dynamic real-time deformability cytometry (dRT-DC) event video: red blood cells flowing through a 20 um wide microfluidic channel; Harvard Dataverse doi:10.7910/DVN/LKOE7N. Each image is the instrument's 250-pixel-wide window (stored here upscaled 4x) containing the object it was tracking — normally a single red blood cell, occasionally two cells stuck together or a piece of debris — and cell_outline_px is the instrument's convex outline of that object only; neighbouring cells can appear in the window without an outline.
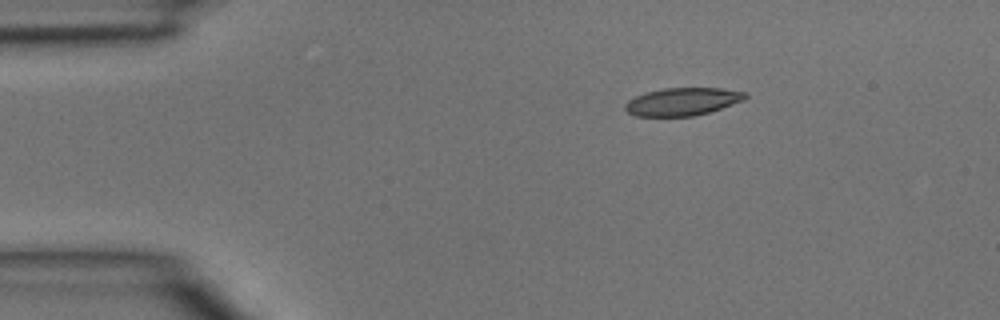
{"species": "common noctule bat (a hibernating species)", "species_latin": "Nyctalus noctula", "temperature_condition": "room temperature", "stored_images_in_passage": 39, "camera_frame_rate_fps": 3000, "um_per_image_px": 0.085, "animal": {"sex": "male", "body_mass_g": 15.6}, "frame": {"image": 1, "passage_image": 1, "time_ms": 0.0, "image_size_px": [1000, 320], "cell_outline_px": [[748, 96], [744, 100], [708, 112], [692, 116], [636, 116], [628, 112], [624, 108], [624, 104], [628, 100], [644, 92], [664, 88], [720, 88], [748, 92]], "centroid_in_image_um": [58.0, 8.63], "position_along_channel_um": 27.0, "area_um2": 19.42}}
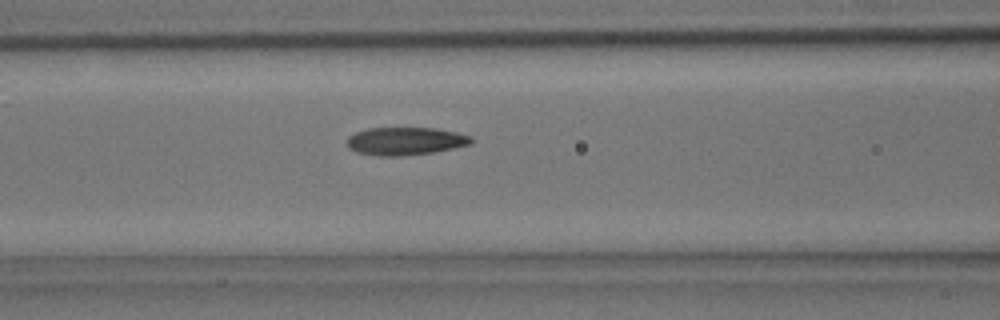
{"frame": {"image": 2, "passage_image": 12, "time_ms": 3.667, "image_size_px": [1000, 320], "cell_outline_px": [[472, 144], [432, 152], [404, 156], [380, 156], [356, 152], [348, 148], [348, 136], [356, 132], [368, 128], [436, 128], [456, 132], [472, 136]], "centroid_in_image_um": [34.45, 11.99], "position_along_channel_um": 132.1, "area_um2": 20.17}}
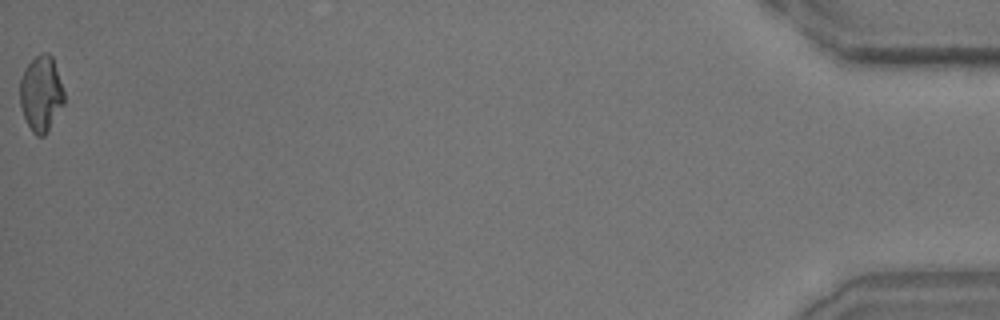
{"frame": {"image": 3, "passage_image": 39, "time_ms": 12.667, "image_size_px": [1000, 320], "cell_outline_px": [[64, 104], [44, 136], [36, 136], [32, 132], [24, 116], [20, 104], [20, 80], [24, 68], [40, 52], [48, 52], [52, 56], [64, 92]], "centroid_in_image_um": [3.49, 7.94], "position_along_channel_um": 431.7, "area_um2": 19.36}}